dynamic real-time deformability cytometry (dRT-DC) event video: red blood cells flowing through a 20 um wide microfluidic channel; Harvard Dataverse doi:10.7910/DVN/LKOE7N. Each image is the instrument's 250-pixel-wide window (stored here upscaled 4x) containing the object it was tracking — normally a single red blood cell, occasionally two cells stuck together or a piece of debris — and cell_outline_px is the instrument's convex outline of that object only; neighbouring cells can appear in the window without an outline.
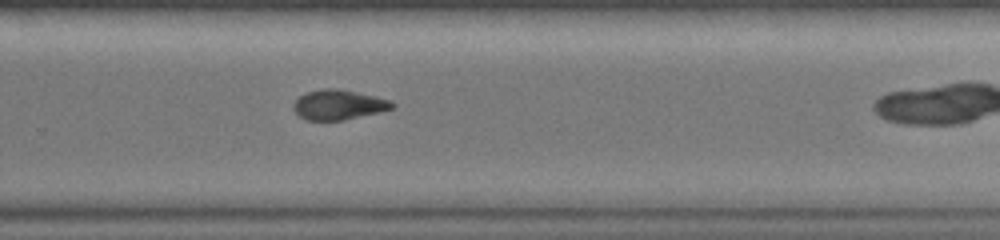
{"species": "common noctule bat (a hibernating species)", "species_latin": "Nyctalus noctula", "temperature_condition": "warm", "stored_images_in_passage": 20, "camera_frame_rate_fps": 3000, "um_per_image_px": 0.085, "animal": {"sex": "female", "body_mass_g": 19.0, "forearm_length_mm": 51.5}, "frame": {"image": 1, "passage_image": 15, "time_ms": 4.667, "image_size_px": [1000, 240], "cell_outline_px": [[396, 104], [392, 108], [380, 112], [344, 120], [308, 120], [300, 116], [292, 108], [292, 104], [300, 96], [308, 92], [324, 88], [340, 88], [376, 96], [392, 100]], "centroid_in_image_um": [28.81, 8.89], "position_along_channel_um": 301.0, "area_um2": 17.28}}
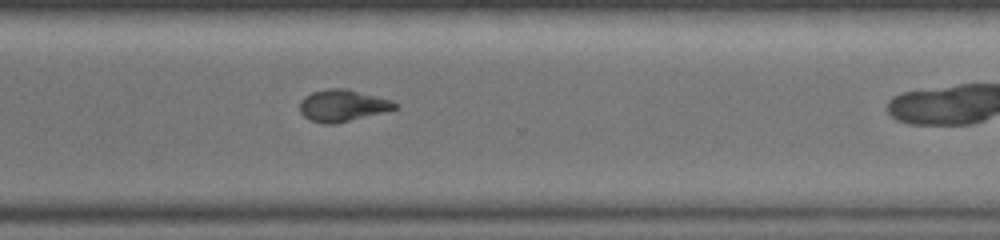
{"frame": {"image": 2, "passage_image": 17, "time_ms": 5.333, "image_size_px": [1000, 240], "cell_outline_px": [[396, 108], [336, 124], [324, 124], [308, 120], [300, 112], [300, 100], [304, 96], [312, 92], [328, 88], [348, 88], [392, 100], [396, 104]], "centroid_in_image_um": [29.06, 8.96], "position_along_channel_um": 341.5, "area_um2": 17.63}}